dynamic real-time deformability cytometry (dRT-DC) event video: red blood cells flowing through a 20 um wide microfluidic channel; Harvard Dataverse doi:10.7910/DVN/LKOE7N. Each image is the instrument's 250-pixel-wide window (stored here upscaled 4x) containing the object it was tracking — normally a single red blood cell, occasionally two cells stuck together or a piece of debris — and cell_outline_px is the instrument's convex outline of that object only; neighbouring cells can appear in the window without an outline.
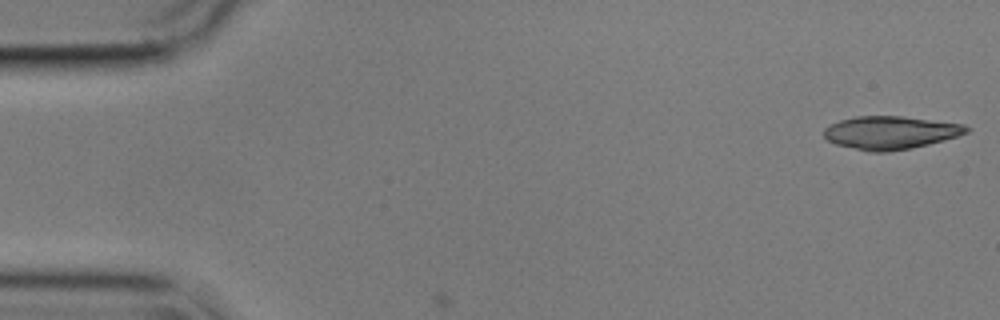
{"species": "common noctule bat (a hibernating species)", "species_latin": "Nyctalus noctula", "temperature_condition": "cold", "stored_images_in_passage": 4, "camera_frame_rate_fps": 3000, "um_per_image_px": 0.085, "animal": {"sex": "male", "body_mass_g": 17.9}, "frame": {"image": 1, "passage_image": 1, "time_ms": 0.0, "image_size_px": [1000, 320], "cell_outline_px": [[972, 128], [968, 132], [944, 140], [912, 148], [888, 152], [868, 152], [836, 144], [828, 140], [824, 136], [824, 128], [828, 124], [840, 120], [856, 116], [904, 116], [964, 124]], "centroid_in_image_um": [75.68, 11.27], "position_along_channel_um": 9.3, "area_um2": 27.63}}